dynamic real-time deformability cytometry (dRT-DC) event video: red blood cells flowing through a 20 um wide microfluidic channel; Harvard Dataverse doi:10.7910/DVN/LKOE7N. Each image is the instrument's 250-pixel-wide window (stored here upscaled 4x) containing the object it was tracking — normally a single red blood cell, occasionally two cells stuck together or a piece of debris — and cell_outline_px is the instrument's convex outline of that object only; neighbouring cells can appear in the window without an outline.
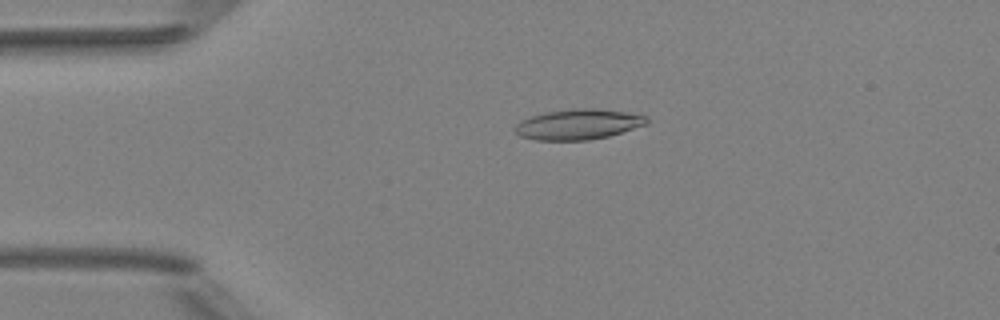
{"species": "Egyptian fruit bat (a non-hibernating species)", "species_latin": "Rousettus aegyptiacus", "temperature_condition": "room temperature", "stored_images_in_passage": 5, "camera_frame_rate_fps": 3000, "um_per_image_px": 0.085, "animal": {"sex": "female"}, "frame": {"image": 1, "passage_image": 4, "time_ms": 3.333, "image_size_px": [1000, 320], "cell_outline_px": [[648, 124], [608, 136], [588, 140], [536, 140], [520, 136], [512, 128], [520, 120], [544, 112], [576, 108], [596, 108], [624, 112], [648, 116]], "centroid_in_image_um": [49.13, 10.56], "position_along_channel_um": 35.9, "area_um2": 23.35}}